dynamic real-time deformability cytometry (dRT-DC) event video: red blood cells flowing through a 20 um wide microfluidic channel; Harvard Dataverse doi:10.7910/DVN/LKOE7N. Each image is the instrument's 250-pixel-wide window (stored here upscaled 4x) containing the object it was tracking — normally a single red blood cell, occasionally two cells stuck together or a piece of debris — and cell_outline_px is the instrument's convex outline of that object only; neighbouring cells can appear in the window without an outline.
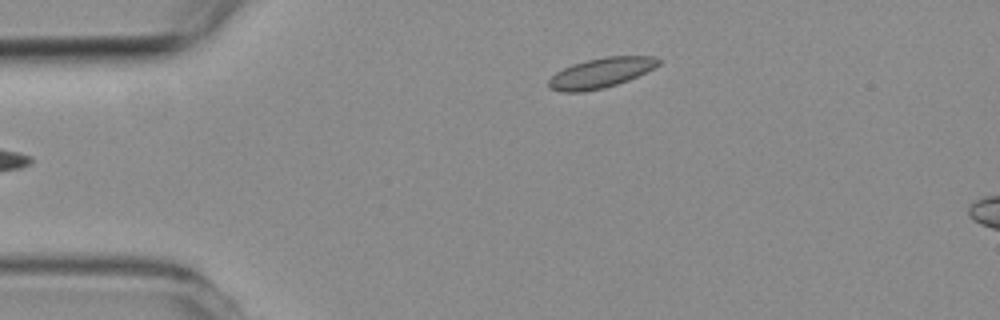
{"species": "common noctule bat (a hibernating species)", "species_latin": "Nyctalus noctula", "temperature_condition": "room temperature", "stored_images_in_passage": 5, "camera_frame_rate_fps": 3000, "um_per_image_px": 0.085, "animal": {"sex": "female", "body_mass_g": 19.3, "forearm_length_mm": 54.1}, "frame": {"image": 1, "passage_image": 5, "time_ms": 4.667, "image_size_px": [1000, 320], "cell_outline_px": [[660, 64], [628, 80], [604, 88], [584, 92], [564, 92], [548, 88], [548, 80], [556, 72], [572, 64], [604, 56], [652, 56], [660, 60]], "centroid_in_image_um": [51.03, 6.2], "position_along_channel_um": 34.0, "area_um2": 19.02}}